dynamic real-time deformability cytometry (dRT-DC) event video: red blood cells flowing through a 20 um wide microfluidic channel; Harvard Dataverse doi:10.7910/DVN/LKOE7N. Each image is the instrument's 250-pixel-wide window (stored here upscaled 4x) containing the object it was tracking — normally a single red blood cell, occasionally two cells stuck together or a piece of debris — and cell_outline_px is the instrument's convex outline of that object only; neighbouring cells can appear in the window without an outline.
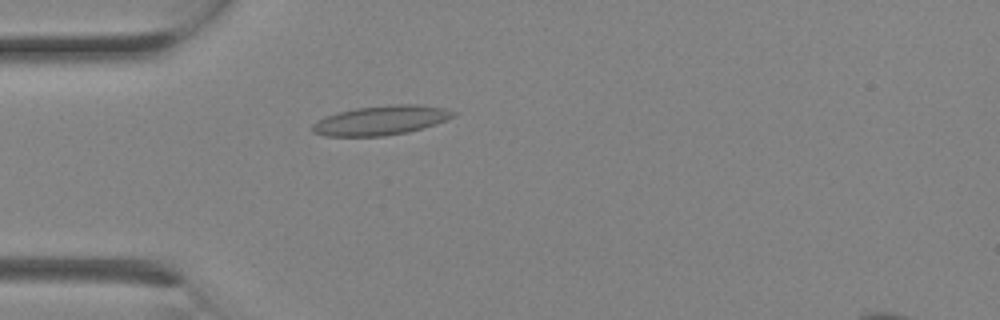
{"species": "Egyptian fruit bat (a non-hibernating species)", "species_latin": "Rousettus aegyptiacus", "temperature_condition": "room temperature", "stored_images_in_passage": 2, "camera_frame_rate_fps": 3000, "um_per_image_px": 0.085, "animal": {"sex": "female"}, "frame": {"image": 1, "passage_image": 2, "time_ms": 0.333, "image_size_px": [1000, 320], "cell_outline_px": [[456, 116], [448, 120], [424, 128], [408, 132], [384, 136], [324, 136], [312, 132], [312, 124], [316, 120], [324, 116], [356, 108], [392, 104], [416, 104], [444, 108], [456, 112]], "centroid_in_image_um": [32.39, 10.23], "position_along_channel_um": 52.6, "area_um2": 24.33}}